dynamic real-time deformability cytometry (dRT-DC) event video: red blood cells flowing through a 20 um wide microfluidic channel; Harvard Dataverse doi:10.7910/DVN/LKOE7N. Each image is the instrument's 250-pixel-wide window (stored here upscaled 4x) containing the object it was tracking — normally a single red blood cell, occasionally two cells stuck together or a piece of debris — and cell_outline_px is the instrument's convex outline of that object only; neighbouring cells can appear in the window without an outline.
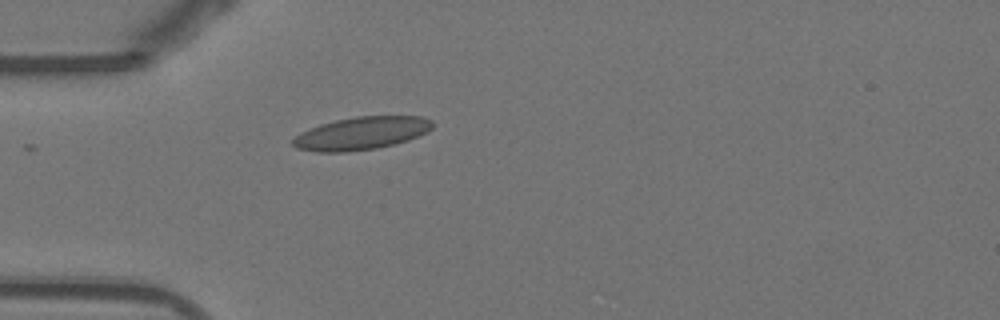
{"species": "Egyptian fruit bat (a non-hibernating species)", "species_latin": "Rousettus aegyptiacus", "temperature_condition": "warm", "stored_images_in_passage": 38, "camera_frame_rate_fps": 3000, "um_per_image_px": 0.085, "animal": {"sex": "female"}, "frame": {"image": 1, "passage_image": 1, "time_ms": 0.0, "image_size_px": [1000, 320], "cell_outline_px": [[432, 128], [428, 132], [408, 140], [376, 148], [348, 152], [316, 152], [296, 148], [292, 144], [292, 140], [300, 132], [320, 124], [336, 120], [356, 116], [424, 116], [432, 120]], "centroid_in_image_um": [30.72, 11.33], "position_along_channel_um": 54.3, "area_um2": 26.76}}
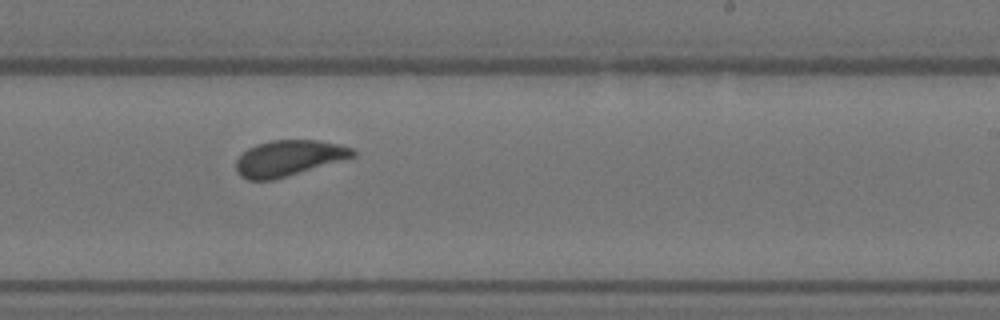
{"frame": {"image": 2, "passage_image": 18, "time_ms": 5.667, "image_size_px": [1000, 320], "cell_outline_px": [[356, 156], [288, 176], [272, 180], [248, 180], [240, 176], [236, 172], [236, 160], [248, 148], [256, 144], [272, 140], [320, 140], [340, 144], [352, 148], [356, 152]], "centroid_in_image_um": [24.54, 13.44], "position_along_channel_um": 264.5, "area_um2": 24.39}}
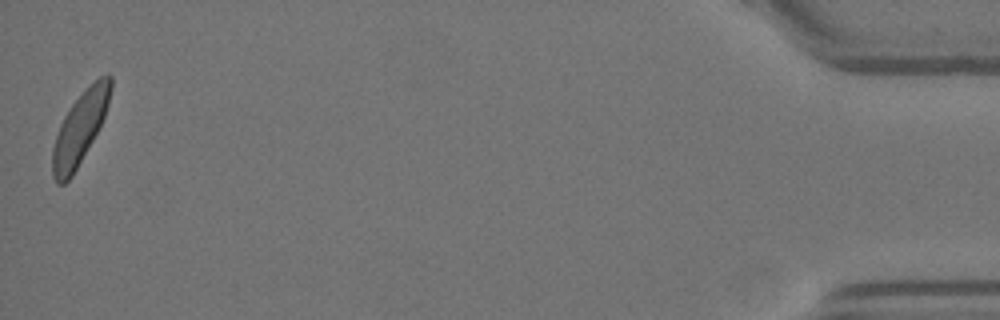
{"frame": {"image": 3, "passage_image": 38, "time_ms": 12.333, "image_size_px": [1000, 320], "cell_outline_px": [[112, 88], [108, 104], [104, 116], [92, 140], [72, 176], [64, 184], [56, 184], [52, 176], [52, 148], [60, 124], [64, 116], [72, 104], [100, 76], [108, 72], [112, 76]], "centroid_in_image_um": [6.78, 10.92], "position_along_channel_um": 428.4, "area_um2": 23.81}, "authors_computed_cell_mechanics": {"area_um2": 24.3049, "velocity_mm_per_s": 3.8324, "shape_relaxation_time_tau1_ms": 3.468, "shape_relaxation_time_tau2_ms": 0.7192, "deformation_change_tau1": 0.0928, "deformation_change_tau2": 0.0491}}